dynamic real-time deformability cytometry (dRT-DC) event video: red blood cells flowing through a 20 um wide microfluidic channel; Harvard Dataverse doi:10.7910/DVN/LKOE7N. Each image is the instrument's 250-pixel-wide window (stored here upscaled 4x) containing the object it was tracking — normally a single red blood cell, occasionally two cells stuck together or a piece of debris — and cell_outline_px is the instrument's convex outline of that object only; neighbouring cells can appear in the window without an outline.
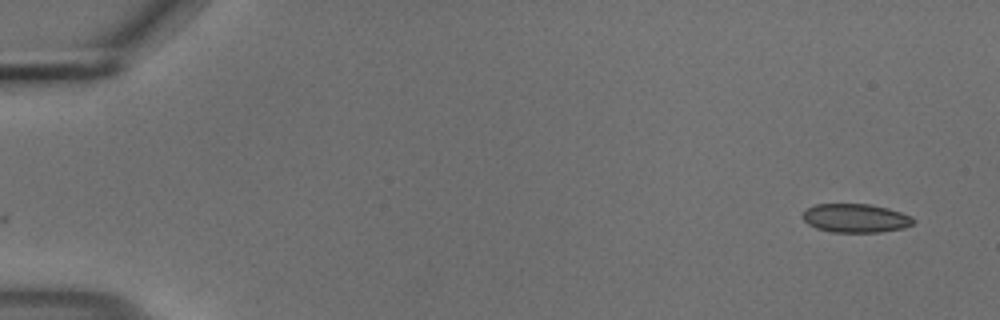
{"species": "common noctule bat (a hibernating species)", "species_latin": "Nyctalus noctula", "temperature_condition": "cold", "stored_images_in_passage": 49, "camera_frame_rate_fps": 3000, "um_per_image_px": 0.085, "animal": {"sex": "male", "body_mass_g": 18.8}, "frame": {"image": 1, "passage_image": 1, "time_ms": 0.0, "image_size_px": [1000, 320], "cell_outline_px": [[916, 220], [912, 224], [904, 228], [880, 232], [832, 232], [816, 228], [808, 224], [804, 220], [804, 212], [808, 208], [816, 204], [872, 204], [888, 208], [912, 216]], "centroid_in_image_um": [72.76, 18.54], "position_along_channel_um": 12.2, "area_um2": 18.5}}
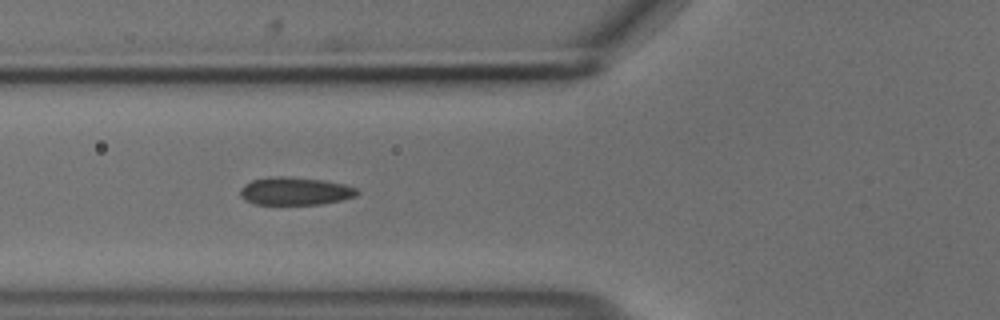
{"frame": {"image": 2, "passage_image": 19, "time_ms": 6.0, "image_size_px": [1000, 320], "cell_outline_px": [[360, 192], [356, 196], [344, 200], [320, 204], [256, 204], [244, 200], [240, 196], [240, 188], [244, 184], [252, 180], [272, 176], [284, 176], [324, 180], [344, 184], [356, 188]], "centroid_in_image_um": [25.09, 16.24], "position_along_channel_um": 100.7, "area_um2": 19.13}}
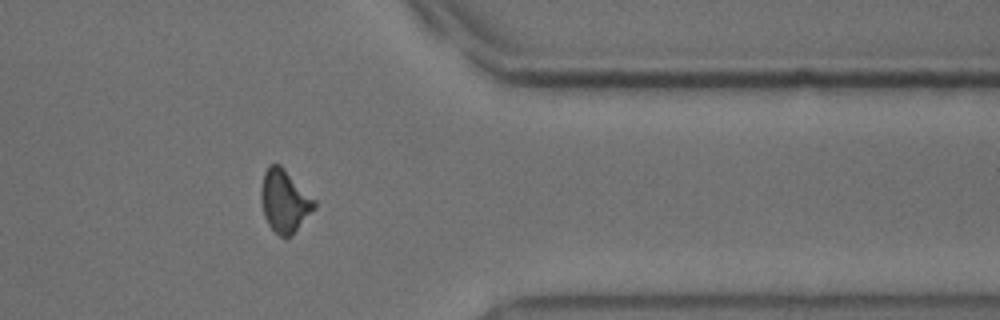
{"frame": {"image": 3, "passage_image": 43, "time_ms": 14.0, "image_size_px": [1000, 320], "cell_outline_px": [[316, 208], [288, 236], [280, 236], [268, 224], [264, 216], [260, 200], [260, 192], [264, 172], [268, 164], [280, 164], [316, 200]], "centroid_in_image_um": [24.16, 17.03], "position_along_channel_um": 387.2, "area_um2": 19.19}}